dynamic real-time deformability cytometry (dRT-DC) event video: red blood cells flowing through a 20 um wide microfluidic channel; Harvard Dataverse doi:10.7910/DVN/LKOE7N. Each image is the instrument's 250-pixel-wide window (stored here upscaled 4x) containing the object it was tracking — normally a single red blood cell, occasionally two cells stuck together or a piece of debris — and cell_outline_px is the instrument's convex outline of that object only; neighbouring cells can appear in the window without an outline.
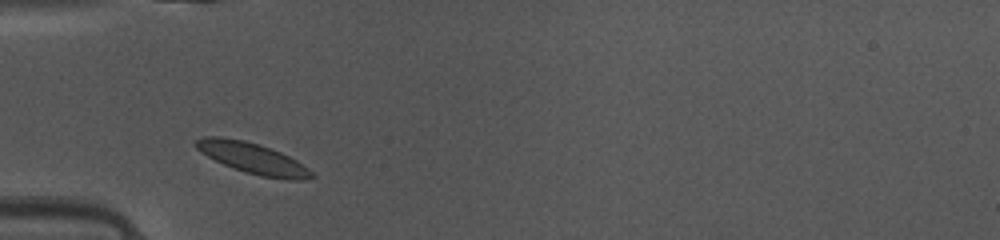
{"species": "common noctule bat (a hibernating species)", "species_latin": "Nyctalus noctula", "temperature_condition": "warm", "stored_images_in_passage": 28, "camera_frame_rate_fps": 3000, "um_per_image_px": 0.085, "animal": {"sex": "female", "body_mass_g": 10.0, "forearm_length_mm": 53.1}, "frame": {"image": 1, "passage_image": 2, "time_ms": 0.333, "image_size_px": [1000, 240], "cell_outline_px": [[316, 176], [308, 180], [288, 180], [260, 176], [244, 172], [232, 168], [200, 152], [196, 148], [196, 140], [204, 136], [220, 136], [244, 140], [280, 152], [296, 160], [308, 168]], "centroid_in_image_um": [21.5, 13.47], "position_along_channel_um": 63.5, "area_um2": 20.69}}
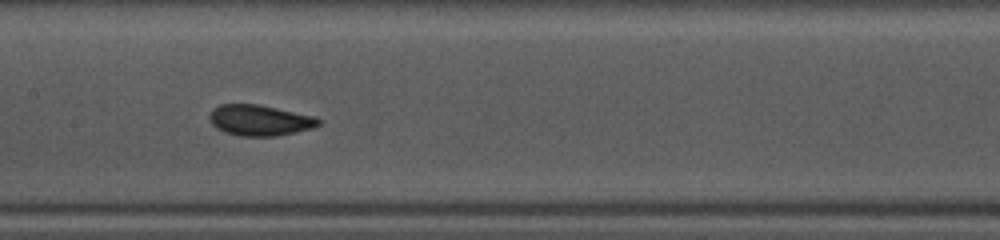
{"frame": {"image": 2, "passage_image": 11, "time_ms": 3.333, "image_size_px": [1000, 240], "cell_outline_px": [[320, 124], [312, 128], [296, 132], [276, 136], [240, 136], [224, 132], [216, 128], [212, 124], [208, 116], [212, 108], [220, 104], [260, 104], [316, 116], [320, 120]], "centroid_in_image_um": [22.06, 10.21], "position_along_channel_um": 185.3, "area_um2": 19.83}}
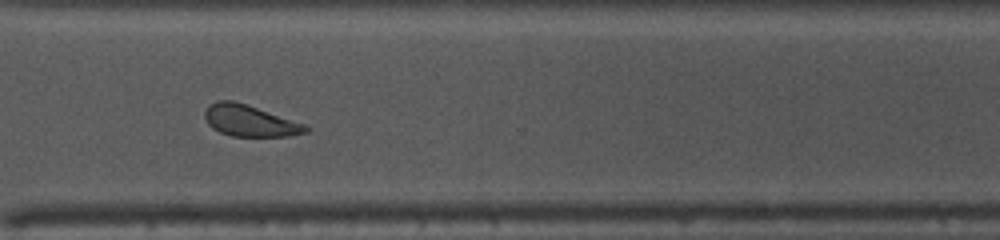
{"frame": {"image": 3, "passage_image": 23, "time_ms": 7.333, "image_size_px": [1000, 240], "cell_outline_px": [[308, 132], [288, 136], [232, 136], [220, 132], [212, 128], [208, 124], [204, 116], [204, 112], [208, 104], [216, 100], [232, 100], [304, 124], [308, 128]], "centroid_in_image_um": [21.16, 10.26], "position_along_channel_um": 349.4, "area_um2": 18.15}, "authors_computed_cell_mechanics": {"area_um2": 19.1896, "velocity_mm_per_s": 4.1095, "shape_relaxation_time_tau1_ms": 2.2425, "shape_relaxation_time_tau2_ms": null, "deformation_change_tau1": 0.0687, "deformation_change_tau2": null}}